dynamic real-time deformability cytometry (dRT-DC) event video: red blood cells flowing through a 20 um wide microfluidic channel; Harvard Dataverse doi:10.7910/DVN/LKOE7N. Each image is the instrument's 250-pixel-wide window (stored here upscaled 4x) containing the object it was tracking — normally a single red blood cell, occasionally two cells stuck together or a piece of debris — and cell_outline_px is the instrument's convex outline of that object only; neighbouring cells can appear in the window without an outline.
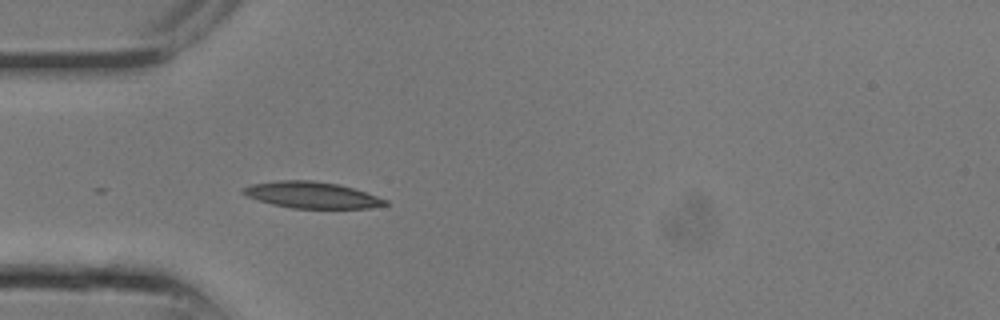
{"species": "common noctule bat (a hibernating species)", "species_latin": "Nyctalus noctula", "temperature_condition": "room temperature", "stored_images_in_passage": 8, "camera_frame_rate_fps": 3000, "um_per_image_px": 0.085, "animal": {"sex": "male", "body_mass_g": 13.3}, "frame": {"image": 1, "passage_image": 8, "time_ms": 2.333, "image_size_px": [1000, 320], "cell_outline_px": [[388, 204], [372, 208], [292, 208], [272, 204], [244, 196], [240, 192], [244, 188], [252, 184], [280, 180], [312, 180], [340, 184], [388, 200]], "centroid_in_image_um": [26.48, 16.57], "position_along_channel_um": 58.5, "area_um2": 21.79}}